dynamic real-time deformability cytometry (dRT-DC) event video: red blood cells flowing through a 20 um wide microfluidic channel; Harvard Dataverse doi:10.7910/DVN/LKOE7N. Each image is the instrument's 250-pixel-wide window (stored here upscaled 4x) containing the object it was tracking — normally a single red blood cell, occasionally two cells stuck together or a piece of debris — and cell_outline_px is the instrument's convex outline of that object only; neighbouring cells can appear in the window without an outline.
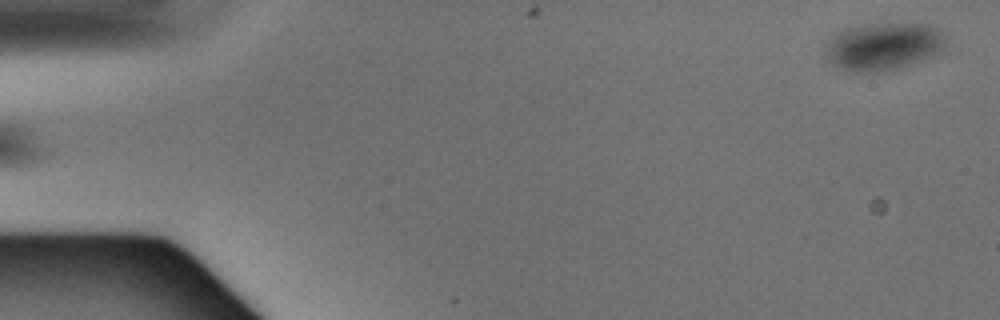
{"species": "Egyptian fruit bat (a non-hibernating species)", "species_latin": "Rousettus aegyptiacus", "temperature_condition": "warm", "stored_images_in_passage": 2, "segment_of_instrument_passage": [2, 2], "camera_frame_rate_fps": 3000, "um_per_image_px": 0.085, "animal": {"sex": "male"}, "frame": {"image": 1, "passage_image": 2, "time_ms": 0.333, "image_size_px": [1000, 320], "cell_outline_px": [[944, 44], [932, 56], [912, 64], [880, 72], [856, 72], [844, 68], [828, 60], [828, 44], [844, 28], [864, 24], [932, 24], [944, 36]], "centroid_in_image_um": [75.12, 3.93], "position_along_channel_um": 9.9, "area_um2": 32.37}}